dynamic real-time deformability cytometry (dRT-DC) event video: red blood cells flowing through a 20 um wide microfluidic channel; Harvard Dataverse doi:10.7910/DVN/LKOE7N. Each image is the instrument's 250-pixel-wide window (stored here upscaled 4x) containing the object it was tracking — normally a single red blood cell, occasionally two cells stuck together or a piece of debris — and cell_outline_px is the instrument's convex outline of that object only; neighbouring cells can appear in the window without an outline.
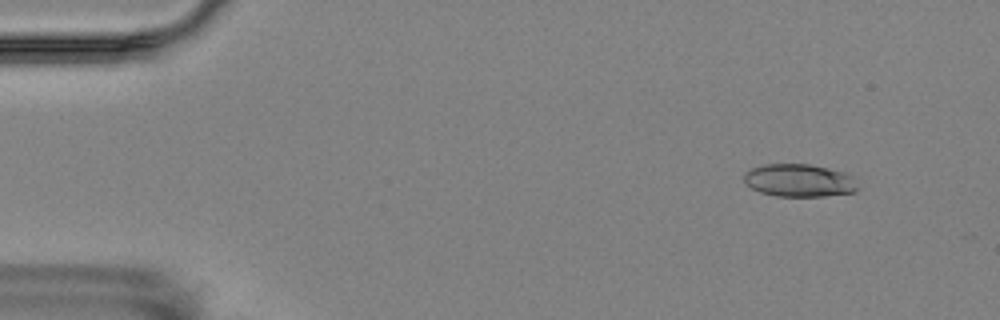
{"species": "Egyptian fruit bat (a non-hibernating species)", "species_latin": "Rousettus aegyptiacus", "temperature_condition": "room temperature", "stored_images_in_passage": 6, "camera_frame_rate_fps": 3000, "um_per_image_px": 0.085, "animal": {"sex": "female"}, "frame": {"image": 1, "passage_image": 2, "time_ms": 1.0, "image_size_px": [1000, 320], "cell_outline_px": [[860, 188], [856, 192], [824, 196], [776, 196], [760, 192], [744, 184], [744, 172], [752, 168], [764, 164], [808, 164], [828, 168], [844, 172], [852, 176]], "centroid_in_image_um": [67.94, 15.34], "position_along_channel_um": 17.1, "area_um2": 21.91}}